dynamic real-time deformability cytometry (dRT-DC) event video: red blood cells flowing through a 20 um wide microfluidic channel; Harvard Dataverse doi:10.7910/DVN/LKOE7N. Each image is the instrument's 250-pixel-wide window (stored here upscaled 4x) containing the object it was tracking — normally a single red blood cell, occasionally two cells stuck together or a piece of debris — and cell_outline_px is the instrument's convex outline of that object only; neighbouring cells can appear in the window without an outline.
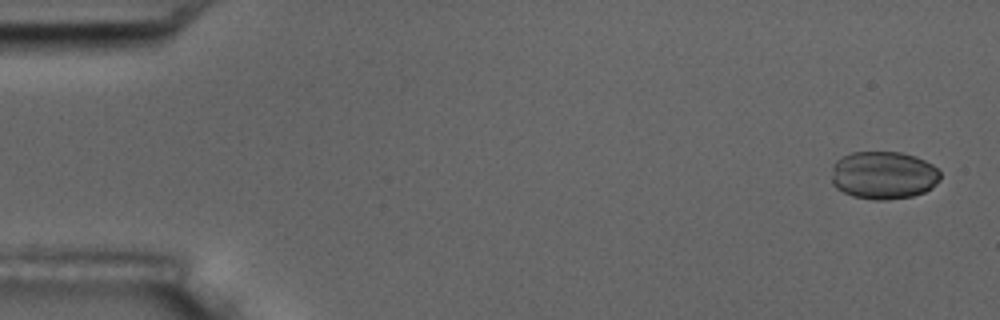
{"species": "common noctule bat (a hibernating species)", "species_latin": "Nyctalus noctula", "temperature_condition": "room temperature", "stored_images_in_passage": 15, "camera_frame_rate_fps": 3000, "um_per_image_px": 0.085, "animal": {"sex": "male", "body_mass_g": 17.5, "forearm_length_mm": 52.3}, "frame": {"image": 1, "passage_image": 1, "time_ms": 0.0, "image_size_px": [1000, 320], "cell_outline_px": [[940, 180], [932, 188], [924, 192], [912, 196], [884, 200], [872, 200], [852, 196], [836, 188], [832, 184], [832, 164], [836, 160], [852, 152], [900, 152], [916, 156], [932, 164], [940, 172]], "centroid_in_image_um": [75.09, 14.89], "position_along_channel_um": 9.9, "area_um2": 30.58}}
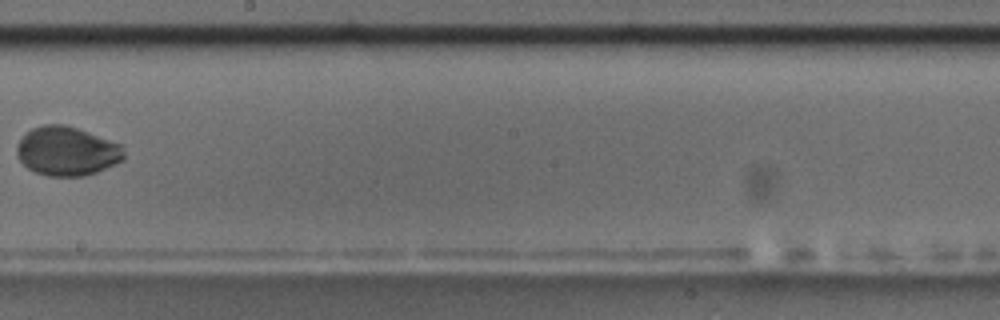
{"frame": {"image": 2, "passage_image": 9, "time_ms": 10.333, "image_size_px": [1000, 320], "cell_outline_px": [[124, 160], [116, 164], [96, 172], [84, 176], [48, 176], [36, 172], [28, 168], [16, 156], [16, 144], [24, 132], [32, 128], [44, 124], [64, 124], [88, 132], [120, 144], [124, 152]], "centroid_in_image_um": [5.65, 12.84], "position_along_channel_um": 242.6, "area_um2": 30.75}}
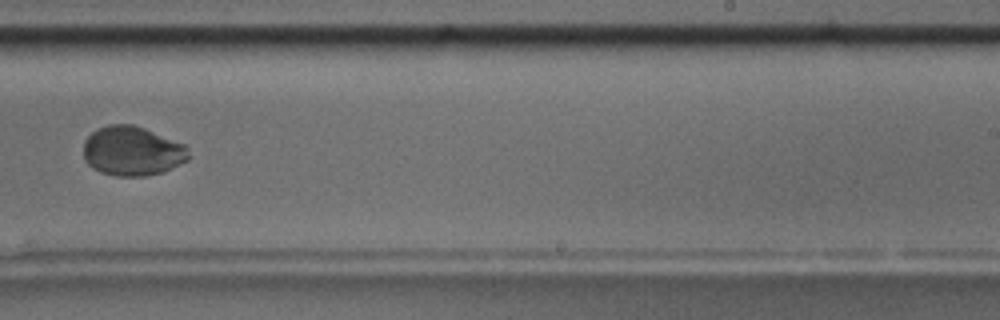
{"frame": {"image": 3, "passage_image": 10, "time_ms": 11.333, "image_size_px": [1000, 320], "cell_outline_px": [[188, 160], [160, 172], [144, 176], [116, 176], [100, 172], [92, 168], [84, 160], [84, 140], [96, 128], [108, 124], [132, 124], [144, 128], [184, 144], [188, 156]], "centroid_in_image_um": [11.18, 12.83], "position_along_channel_um": 277.8, "area_um2": 30.11}}